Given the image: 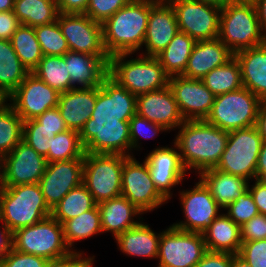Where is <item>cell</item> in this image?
<instances>
[{"label":"cell","mask_w":266,"mask_h":267,"mask_svg":"<svg viewBox=\"0 0 266 267\" xmlns=\"http://www.w3.org/2000/svg\"><path fill=\"white\" fill-rule=\"evenodd\" d=\"M15 0H0V12L13 10Z\"/></svg>","instance_id":"6125c7cd"},{"label":"cell","mask_w":266,"mask_h":267,"mask_svg":"<svg viewBox=\"0 0 266 267\" xmlns=\"http://www.w3.org/2000/svg\"><path fill=\"white\" fill-rule=\"evenodd\" d=\"M179 28L174 8L168 1L151 0V10L143 46L145 54L156 57L172 41Z\"/></svg>","instance_id":"7402d4cb"},{"label":"cell","mask_w":266,"mask_h":267,"mask_svg":"<svg viewBox=\"0 0 266 267\" xmlns=\"http://www.w3.org/2000/svg\"><path fill=\"white\" fill-rule=\"evenodd\" d=\"M49 260L11 249L0 260V267H47Z\"/></svg>","instance_id":"bcb514c9"},{"label":"cell","mask_w":266,"mask_h":267,"mask_svg":"<svg viewBox=\"0 0 266 267\" xmlns=\"http://www.w3.org/2000/svg\"><path fill=\"white\" fill-rule=\"evenodd\" d=\"M233 57L234 54L219 38L199 40L194 45L182 76L202 80L214 68L225 65Z\"/></svg>","instance_id":"603a6c76"},{"label":"cell","mask_w":266,"mask_h":267,"mask_svg":"<svg viewBox=\"0 0 266 267\" xmlns=\"http://www.w3.org/2000/svg\"><path fill=\"white\" fill-rule=\"evenodd\" d=\"M179 194L185 221L173 223L175 228L202 233L220 215L219 209L222 208L200 179L192 189L180 191Z\"/></svg>","instance_id":"e0dca14e"},{"label":"cell","mask_w":266,"mask_h":267,"mask_svg":"<svg viewBox=\"0 0 266 267\" xmlns=\"http://www.w3.org/2000/svg\"><path fill=\"white\" fill-rule=\"evenodd\" d=\"M199 178L223 209L244 193L250 183L245 178L222 172L216 168L202 171Z\"/></svg>","instance_id":"f1b7e54d"},{"label":"cell","mask_w":266,"mask_h":267,"mask_svg":"<svg viewBox=\"0 0 266 267\" xmlns=\"http://www.w3.org/2000/svg\"><path fill=\"white\" fill-rule=\"evenodd\" d=\"M24 121L6 102L0 109V155L9 154L23 140Z\"/></svg>","instance_id":"ab89813d"},{"label":"cell","mask_w":266,"mask_h":267,"mask_svg":"<svg viewBox=\"0 0 266 267\" xmlns=\"http://www.w3.org/2000/svg\"><path fill=\"white\" fill-rule=\"evenodd\" d=\"M130 128V141H131V150H137L140 148L139 139L141 138L148 139L153 138L157 135L158 132H166L163 126H160L154 122H150L146 118L140 117L135 114L129 121Z\"/></svg>","instance_id":"ee69618b"},{"label":"cell","mask_w":266,"mask_h":267,"mask_svg":"<svg viewBox=\"0 0 266 267\" xmlns=\"http://www.w3.org/2000/svg\"><path fill=\"white\" fill-rule=\"evenodd\" d=\"M261 29L266 33V0H256L254 2Z\"/></svg>","instance_id":"91938a15"},{"label":"cell","mask_w":266,"mask_h":267,"mask_svg":"<svg viewBox=\"0 0 266 267\" xmlns=\"http://www.w3.org/2000/svg\"><path fill=\"white\" fill-rule=\"evenodd\" d=\"M97 99V87L74 88L60 93L57 108L68 129L80 130L91 118Z\"/></svg>","instance_id":"d4e9b609"},{"label":"cell","mask_w":266,"mask_h":267,"mask_svg":"<svg viewBox=\"0 0 266 267\" xmlns=\"http://www.w3.org/2000/svg\"><path fill=\"white\" fill-rule=\"evenodd\" d=\"M57 22L70 51L110 59L104 49L101 23L84 13H59Z\"/></svg>","instance_id":"5bb4252c"},{"label":"cell","mask_w":266,"mask_h":267,"mask_svg":"<svg viewBox=\"0 0 266 267\" xmlns=\"http://www.w3.org/2000/svg\"><path fill=\"white\" fill-rule=\"evenodd\" d=\"M122 154H84L83 184L96 204L121 196Z\"/></svg>","instance_id":"9c48e42d"},{"label":"cell","mask_w":266,"mask_h":267,"mask_svg":"<svg viewBox=\"0 0 266 267\" xmlns=\"http://www.w3.org/2000/svg\"><path fill=\"white\" fill-rule=\"evenodd\" d=\"M136 114L168 131L179 128L185 122L169 86L137 95Z\"/></svg>","instance_id":"44dd1931"},{"label":"cell","mask_w":266,"mask_h":267,"mask_svg":"<svg viewBox=\"0 0 266 267\" xmlns=\"http://www.w3.org/2000/svg\"><path fill=\"white\" fill-rule=\"evenodd\" d=\"M263 141H266V101H263L257 115L255 124Z\"/></svg>","instance_id":"680465c9"},{"label":"cell","mask_w":266,"mask_h":267,"mask_svg":"<svg viewBox=\"0 0 266 267\" xmlns=\"http://www.w3.org/2000/svg\"><path fill=\"white\" fill-rule=\"evenodd\" d=\"M145 162L158 192L167 201L170 200L173 197L172 188L182 184L187 175L177 145L155 148L145 157Z\"/></svg>","instance_id":"d6986e66"},{"label":"cell","mask_w":266,"mask_h":267,"mask_svg":"<svg viewBox=\"0 0 266 267\" xmlns=\"http://www.w3.org/2000/svg\"><path fill=\"white\" fill-rule=\"evenodd\" d=\"M18 58L32 72L43 58L34 27L20 25L10 39Z\"/></svg>","instance_id":"8d00e7d4"},{"label":"cell","mask_w":266,"mask_h":267,"mask_svg":"<svg viewBox=\"0 0 266 267\" xmlns=\"http://www.w3.org/2000/svg\"><path fill=\"white\" fill-rule=\"evenodd\" d=\"M241 69L243 87L266 101V42L234 54Z\"/></svg>","instance_id":"484cf974"},{"label":"cell","mask_w":266,"mask_h":267,"mask_svg":"<svg viewBox=\"0 0 266 267\" xmlns=\"http://www.w3.org/2000/svg\"><path fill=\"white\" fill-rule=\"evenodd\" d=\"M47 143L49 147V152L46 157L47 163L84 159V146L80 141L79 132L76 130L68 129L56 134Z\"/></svg>","instance_id":"f35d334b"},{"label":"cell","mask_w":266,"mask_h":267,"mask_svg":"<svg viewBox=\"0 0 266 267\" xmlns=\"http://www.w3.org/2000/svg\"><path fill=\"white\" fill-rule=\"evenodd\" d=\"M34 30L44 56H63L70 51L57 20L49 24L35 26Z\"/></svg>","instance_id":"60d3db41"},{"label":"cell","mask_w":266,"mask_h":267,"mask_svg":"<svg viewBox=\"0 0 266 267\" xmlns=\"http://www.w3.org/2000/svg\"><path fill=\"white\" fill-rule=\"evenodd\" d=\"M13 12L22 25L35 27L57 20L56 0H15Z\"/></svg>","instance_id":"d6a6232c"},{"label":"cell","mask_w":266,"mask_h":267,"mask_svg":"<svg viewBox=\"0 0 266 267\" xmlns=\"http://www.w3.org/2000/svg\"><path fill=\"white\" fill-rule=\"evenodd\" d=\"M263 142L256 126L229 131L226 148L215 168L248 181L255 180Z\"/></svg>","instance_id":"30bf717a"},{"label":"cell","mask_w":266,"mask_h":267,"mask_svg":"<svg viewBox=\"0 0 266 267\" xmlns=\"http://www.w3.org/2000/svg\"><path fill=\"white\" fill-rule=\"evenodd\" d=\"M135 114L136 95L108 75L97 87L94 111L79 132L84 151L132 156L129 121Z\"/></svg>","instance_id":"6da1fadb"},{"label":"cell","mask_w":266,"mask_h":267,"mask_svg":"<svg viewBox=\"0 0 266 267\" xmlns=\"http://www.w3.org/2000/svg\"><path fill=\"white\" fill-rule=\"evenodd\" d=\"M130 55L132 53L115 54L109 59L108 75L120 86L137 96L169 85L170 76L157 57L139 54L132 59Z\"/></svg>","instance_id":"277c9868"},{"label":"cell","mask_w":266,"mask_h":267,"mask_svg":"<svg viewBox=\"0 0 266 267\" xmlns=\"http://www.w3.org/2000/svg\"><path fill=\"white\" fill-rule=\"evenodd\" d=\"M202 82L215 96L241 89L243 84L239 62L233 57L225 65L205 75Z\"/></svg>","instance_id":"e575fe53"},{"label":"cell","mask_w":266,"mask_h":267,"mask_svg":"<svg viewBox=\"0 0 266 267\" xmlns=\"http://www.w3.org/2000/svg\"><path fill=\"white\" fill-rule=\"evenodd\" d=\"M95 203L92 194L82 183L69 191L62 200L51 210V216L63 224L81 213L93 209Z\"/></svg>","instance_id":"d590c367"},{"label":"cell","mask_w":266,"mask_h":267,"mask_svg":"<svg viewBox=\"0 0 266 267\" xmlns=\"http://www.w3.org/2000/svg\"><path fill=\"white\" fill-rule=\"evenodd\" d=\"M174 8L179 31L199 40L219 36L221 8L198 0H167Z\"/></svg>","instance_id":"7c38bea8"},{"label":"cell","mask_w":266,"mask_h":267,"mask_svg":"<svg viewBox=\"0 0 266 267\" xmlns=\"http://www.w3.org/2000/svg\"><path fill=\"white\" fill-rule=\"evenodd\" d=\"M59 93L30 72L7 98L23 121L35 119L58 105Z\"/></svg>","instance_id":"9a60e30c"},{"label":"cell","mask_w":266,"mask_h":267,"mask_svg":"<svg viewBox=\"0 0 266 267\" xmlns=\"http://www.w3.org/2000/svg\"><path fill=\"white\" fill-rule=\"evenodd\" d=\"M2 223L1 229H0V260L1 258L6 255L11 249H12V238L13 233L7 228V226L0 221V224Z\"/></svg>","instance_id":"9f6ffc18"},{"label":"cell","mask_w":266,"mask_h":267,"mask_svg":"<svg viewBox=\"0 0 266 267\" xmlns=\"http://www.w3.org/2000/svg\"><path fill=\"white\" fill-rule=\"evenodd\" d=\"M238 255L252 267H266V239L242 243Z\"/></svg>","instance_id":"7dc6e473"},{"label":"cell","mask_w":266,"mask_h":267,"mask_svg":"<svg viewBox=\"0 0 266 267\" xmlns=\"http://www.w3.org/2000/svg\"><path fill=\"white\" fill-rule=\"evenodd\" d=\"M231 267H252L248 262L241 258L238 254H232Z\"/></svg>","instance_id":"94428289"},{"label":"cell","mask_w":266,"mask_h":267,"mask_svg":"<svg viewBox=\"0 0 266 267\" xmlns=\"http://www.w3.org/2000/svg\"><path fill=\"white\" fill-rule=\"evenodd\" d=\"M7 102V99L0 93V109Z\"/></svg>","instance_id":"e7e4bbea"},{"label":"cell","mask_w":266,"mask_h":267,"mask_svg":"<svg viewBox=\"0 0 266 267\" xmlns=\"http://www.w3.org/2000/svg\"><path fill=\"white\" fill-rule=\"evenodd\" d=\"M168 86L185 120L206 119L212 109L215 95L202 80L175 75L169 78Z\"/></svg>","instance_id":"ac0fdd59"},{"label":"cell","mask_w":266,"mask_h":267,"mask_svg":"<svg viewBox=\"0 0 266 267\" xmlns=\"http://www.w3.org/2000/svg\"><path fill=\"white\" fill-rule=\"evenodd\" d=\"M232 2L254 3L256 0H231Z\"/></svg>","instance_id":"003e7915"},{"label":"cell","mask_w":266,"mask_h":267,"mask_svg":"<svg viewBox=\"0 0 266 267\" xmlns=\"http://www.w3.org/2000/svg\"><path fill=\"white\" fill-rule=\"evenodd\" d=\"M100 220V211L96 205L93 209L62 224L64 239L71 252H79L77 249L72 250L76 241L86 240L95 234L103 233Z\"/></svg>","instance_id":"836d02e7"},{"label":"cell","mask_w":266,"mask_h":267,"mask_svg":"<svg viewBox=\"0 0 266 267\" xmlns=\"http://www.w3.org/2000/svg\"><path fill=\"white\" fill-rule=\"evenodd\" d=\"M51 216L39 183L0 187V221L14 233Z\"/></svg>","instance_id":"5b68a950"},{"label":"cell","mask_w":266,"mask_h":267,"mask_svg":"<svg viewBox=\"0 0 266 267\" xmlns=\"http://www.w3.org/2000/svg\"><path fill=\"white\" fill-rule=\"evenodd\" d=\"M255 179L262 180L266 184V141L263 142L258 155Z\"/></svg>","instance_id":"6f0895ef"},{"label":"cell","mask_w":266,"mask_h":267,"mask_svg":"<svg viewBox=\"0 0 266 267\" xmlns=\"http://www.w3.org/2000/svg\"><path fill=\"white\" fill-rule=\"evenodd\" d=\"M262 100L250 90H239L215 96L205 121L222 130L232 131L255 126Z\"/></svg>","instance_id":"52a82bcc"},{"label":"cell","mask_w":266,"mask_h":267,"mask_svg":"<svg viewBox=\"0 0 266 267\" xmlns=\"http://www.w3.org/2000/svg\"><path fill=\"white\" fill-rule=\"evenodd\" d=\"M2 166H3V157L0 155V185L2 181Z\"/></svg>","instance_id":"03108f58"},{"label":"cell","mask_w":266,"mask_h":267,"mask_svg":"<svg viewBox=\"0 0 266 267\" xmlns=\"http://www.w3.org/2000/svg\"><path fill=\"white\" fill-rule=\"evenodd\" d=\"M46 166V158L22 140L9 154L3 156L0 187L37 184L40 182Z\"/></svg>","instance_id":"2e32d148"},{"label":"cell","mask_w":266,"mask_h":267,"mask_svg":"<svg viewBox=\"0 0 266 267\" xmlns=\"http://www.w3.org/2000/svg\"><path fill=\"white\" fill-rule=\"evenodd\" d=\"M29 73L10 40L0 39V93L7 99Z\"/></svg>","instance_id":"4dcf8cb0"},{"label":"cell","mask_w":266,"mask_h":267,"mask_svg":"<svg viewBox=\"0 0 266 267\" xmlns=\"http://www.w3.org/2000/svg\"><path fill=\"white\" fill-rule=\"evenodd\" d=\"M198 1H202L207 4L215 5L220 8H223L224 6L232 2L231 0H198Z\"/></svg>","instance_id":"be15d7a7"},{"label":"cell","mask_w":266,"mask_h":267,"mask_svg":"<svg viewBox=\"0 0 266 267\" xmlns=\"http://www.w3.org/2000/svg\"><path fill=\"white\" fill-rule=\"evenodd\" d=\"M66 130L68 128L57 107L45 111L35 119L24 121L23 124V133H42L48 139Z\"/></svg>","instance_id":"b9f144b4"},{"label":"cell","mask_w":266,"mask_h":267,"mask_svg":"<svg viewBox=\"0 0 266 267\" xmlns=\"http://www.w3.org/2000/svg\"><path fill=\"white\" fill-rule=\"evenodd\" d=\"M83 167V159L47 163L39 185L51 210L69 191L83 183Z\"/></svg>","instance_id":"ffe728a7"},{"label":"cell","mask_w":266,"mask_h":267,"mask_svg":"<svg viewBox=\"0 0 266 267\" xmlns=\"http://www.w3.org/2000/svg\"><path fill=\"white\" fill-rule=\"evenodd\" d=\"M71 252L70 254L49 260L47 267H93L94 255L91 257H83L84 252ZM83 257V258H82Z\"/></svg>","instance_id":"681fc988"},{"label":"cell","mask_w":266,"mask_h":267,"mask_svg":"<svg viewBox=\"0 0 266 267\" xmlns=\"http://www.w3.org/2000/svg\"><path fill=\"white\" fill-rule=\"evenodd\" d=\"M32 73L59 94L74 89L71 86V78L62 56H43Z\"/></svg>","instance_id":"74e56055"},{"label":"cell","mask_w":266,"mask_h":267,"mask_svg":"<svg viewBox=\"0 0 266 267\" xmlns=\"http://www.w3.org/2000/svg\"><path fill=\"white\" fill-rule=\"evenodd\" d=\"M48 140L42 133H23V141L45 158L49 152Z\"/></svg>","instance_id":"db71d44e"},{"label":"cell","mask_w":266,"mask_h":267,"mask_svg":"<svg viewBox=\"0 0 266 267\" xmlns=\"http://www.w3.org/2000/svg\"><path fill=\"white\" fill-rule=\"evenodd\" d=\"M90 0H56L59 13H85Z\"/></svg>","instance_id":"11a10c76"},{"label":"cell","mask_w":266,"mask_h":267,"mask_svg":"<svg viewBox=\"0 0 266 267\" xmlns=\"http://www.w3.org/2000/svg\"><path fill=\"white\" fill-rule=\"evenodd\" d=\"M226 209L227 213L225 214L239 226L259 214L253 196L248 189L229 204Z\"/></svg>","instance_id":"7bdbcfd3"},{"label":"cell","mask_w":266,"mask_h":267,"mask_svg":"<svg viewBox=\"0 0 266 267\" xmlns=\"http://www.w3.org/2000/svg\"><path fill=\"white\" fill-rule=\"evenodd\" d=\"M207 251L202 233L170 225L160 236L158 267H194Z\"/></svg>","instance_id":"8fae6325"},{"label":"cell","mask_w":266,"mask_h":267,"mask_svg":"<svg viewBox=\"0 0 266 267\" xmlns=\"http://www.w3.org/2000/svg\"><path fill=\"white\" fill-rule=\"evenodd\" d=\"M12 248L47 260L71 253L64 239L62 224L52 216L16 230L13 233Z\"/></svg>","instance_id":"ba28073f"},{"label":"cell","mask_w":266,"mask_h":267,"mask_svg":"<svg viewBox=\"0 0 266 267\" xmlns=\"http://www.w3.org/2000/svg\"><path fill=\"white\" fill-rule=\"evenodd\" d=\"M174 138L187 171L195 173L215 168L223 154L229 132L205 120H185Z\"/></svg>","instance_id":"7a4b0ae2"},{"label":"cell","mask_w":266,"mask_h":267,"mask_svg":"<svg viewBox=\"0 0 266 267\" xmlns=\"http://www.w3.org/2000/svg\"><path fill=\"white\" fill-rule=\"evenodd\" d=\"M20 25L13 10L0 12V39L10 40Z\"/></svg>","instance_id":"816d5d0a"},{"label":"cell","mask_w":266,"mask_h":267,"mask_svg":"<svg viewBox=\"0 0 266 267\" xmlns=\"http://www.w3.org/2000/svg\"><path fill=\"white\" fill-rule=\"evenodd\" d=\"M100 211V221L103 233H112L114 239L124 231L138 225L141 220L140 211L127 198L119 196L97 204ZM139 220H134L133 217Z\"/></svg>","instance_id":"4316f807"},{"label":"cell","mask_w":266,"mask_h":267,"mask_svg":"<svg viewBox=\"0 0 266 267\" xmlns=\"http://www.w3.org/2000/svg\"><path fill=\"white\" fill-rule=\"evenodd\" d=\"M202 235L208 251L239 253L242 244L240 226L224 213L215 218Z\"/></svg>","instance_id":"f546056e"},{"label":"cell","mask_w":266,"mask_h":267,"mask_svg":"<svg viewBox=\"0 0 266 267\" xmlns=\"http://www.w3.org/2000/svg\"><path fill=\"white\" fill-rule=\"evenodd\" d=\"M151 0H134L102 24L103 45L108 56L134 53L143 48Z\"/></svg>","instance_id":"3957f363"},{"label":"cell","mask_w":266,"mask_h":267,"mask_svg":"<svg viewBox=\"0 0 266 267\" xmlns=\"http://www.w3.org/2000/svg\"><path fill=\"white\" fill-rule=\"evenodd\" d=\"M121 196L143 213L151 212L168 202L155 187L145 160L140 163L134 155L127 156L124 160Z\"/></svg>","instance_id":"4fadbf2b"},{"label":"cell","mask_w":266,"mask_h":267,"mask_svg":"<svg viewBox=\"0 0 266 267\" xmlns=\"http://www.w3.org/2000/svg\"><path fill=\"white\" fill-rule=\"evenodd\" d=\"M161 233L154 232L149 224L141 221L138 225L118 235L115 240L118 249L127 256L157 260Z\"/></svg>","instance_id":"83f0119b"},{"label":"cell","mask_w":266,"mask_h":267,"mask_svg":"<svg viewBox=\"0 0 266 267\" xmlns=\"http://www.w3.org/2000/svg\"><path fill=\"white\" fill-rule=\"evenodd\" d=\"M133 1L134 0H90L84 14L95 22L103 24L120 8Z\"/></svg>","instance_id":"f6af8a7d"},{"label":"cell","mask_w":266,"mask_h":267,"mask_svg":"<svg viewBox=\"0 0 266 267\" xmlns=\"http://www.w3.org/2000/svg\"><path fill=\"white\" fill-rule=\"evenodd\" d=\"M232 254L207 251L194 267H231Z\"/></svg>","instance_id":"f907efd6"},{"label":"cell","mask_w":266,"mask_h":267,"mask_svg":"<svg viewBox=\"0 0 266 267\" xmlns=\"http://www.w3.org/2000/svg\"><path fill=\"white\" fill-rule=\"evenodd\" d=\"M196 42L188 34L178 31L166 48L156 56L170 77L184 73Z\"/></svg>","instance_id":"1f68e13d"},{"label":"cell","mask_w":266,"mask_h":267,"mask_svg":"<svg viewBox=\"0 0 266 267\" xmlns=\"http://www.w3.org/2000/svg\"><path fill=\"white\" fill-rule=\"evenodd\" d=\"M62 57L71 78V86L75 89L100 87L109 74V59L73 51H68Z\"/></svg>","instance_id":"cb8c5ba5"},{"label":"cell","mask_w":266,"mask_h":267,"mask_svg":"<svg viewBox=\"0 0 266 267\" xmlns=\"http://www.w3.org/2000/svg\"><path fill=\"white\" fill-rule=\"evenodd\" d=\"M218 38L235 54L266 42L254 3L231 2L221 8Z\"/></svg>","instance_id":"8992f818"},{"label":"cell","mask_w":266,"mask_h":267,"mask_svg":"<svg viewBox=\"0 0 266 267\" xmlns=\"http://www.w3.org/2000/svg\"><path fill=\"white\" fill-rule=\"evenodd\" d=\"M242 243L266 239V215L258 214L240 226Z\"/></svg>","instance_id":"c3c4849f"},{"label":"cell","mask_w":266,"mask_h":267,"mask_svg":"<svg viewBox=\"0 0 266 267\" xmlns=\"http://www.w3.org/2000/svg\"><path fill=\"white\" fill-rule=\"evenodd\" d=\"M254 181L252 187L248 184V190L253 196L259 214L266 215V184L262 180Z\"/></svg>","instance_id":"f5cc1de1"}]
</instances>
